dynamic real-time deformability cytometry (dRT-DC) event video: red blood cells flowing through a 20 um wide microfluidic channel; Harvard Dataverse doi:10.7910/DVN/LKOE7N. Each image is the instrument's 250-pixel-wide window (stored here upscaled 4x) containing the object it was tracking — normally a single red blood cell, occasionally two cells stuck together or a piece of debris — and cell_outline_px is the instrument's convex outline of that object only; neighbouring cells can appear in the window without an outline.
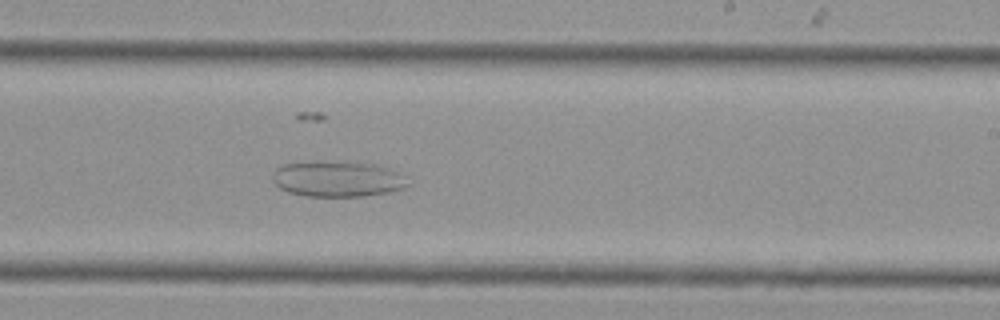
{"species": "Egyptian fruit bat (a non-hibernating species)", "species_latin": "Rousettus aegyptiacus", "temperature_condition": "cold", "stored_images_in_passage": 28, "camera_frame_rate_fps": 3000, "um_per_image_px": 0.085, "animal": {"sex": "female"}, "frame": {"image": 1, "passage_image": 16, "time_ms": 5.0, "image_size_px": [1000, 320], "cell_outline_px": [[412, 184], [404, 188], [388, 192], [364, 196], [304, 196], [288, 192], [280, 188], [272, 180], [272, 176], [276, 168], [284, 164], [344, 160], [376, 164], [400, 172], [408, 176]], "centroid_in_image_um": [28.77, 15.2], "position_along_channel_um": 260.2, "area_um2": 28.73}}